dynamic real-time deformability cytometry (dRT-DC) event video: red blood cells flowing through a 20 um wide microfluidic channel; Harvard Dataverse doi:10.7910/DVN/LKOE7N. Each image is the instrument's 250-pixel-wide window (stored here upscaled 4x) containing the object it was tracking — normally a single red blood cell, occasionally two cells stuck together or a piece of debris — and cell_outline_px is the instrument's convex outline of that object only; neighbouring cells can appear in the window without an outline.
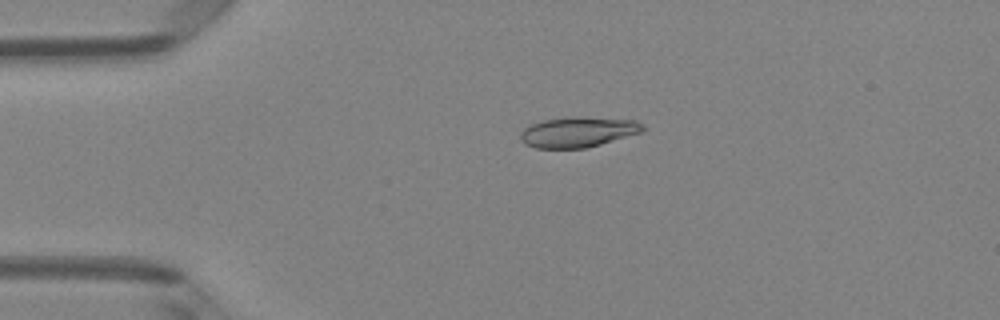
{"species": "Egyptian fruit bat (a non-hibernating species)", "species_latin": "Rousettus aegyptiacus", "temperature_condition": "room temperature", "stored_images_in_passage": 5, "segment_of_instrument_passage": [1, 2], "camera_frame_rate_fps": 3000, "um_per_image_px": 0.085, "animal": {"sex": "female"}, "frame": {"image": 1, "passage_image": 3, "time_ms": 0.667, "image_size_px": [1000, 320], "cell_outline_px": [[644, 132], [600, 144], [584, 148], [536, 148], [524, 144], [520, 140], [520, 132], [524, 128], [540, 120], [572, 116], [576, 116], [636, 120], [644, 128]], "centroid_in_image_um": [49.1, 11.21], "position_along_channel_um": 35.9, "area_um2": 21.79}}